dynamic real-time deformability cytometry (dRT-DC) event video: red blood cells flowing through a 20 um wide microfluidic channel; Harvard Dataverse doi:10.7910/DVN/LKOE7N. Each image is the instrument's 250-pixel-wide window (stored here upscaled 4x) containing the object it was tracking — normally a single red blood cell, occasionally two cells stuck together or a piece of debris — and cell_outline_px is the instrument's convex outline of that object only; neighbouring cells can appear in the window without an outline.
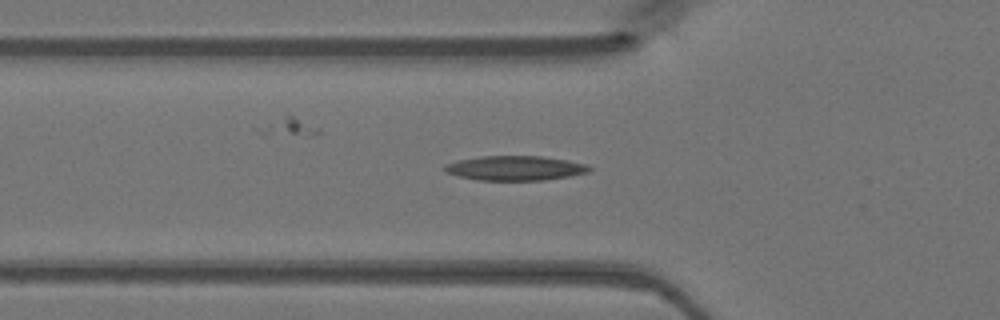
{"species": "Egyptian fruit bat (a non-hibernating species)", "species_latin": "Rousettus aegyptiacus", "temperature_condition": "warm", "stored_images_in_passage": 41, "camera_frame_rate_fps": 3000, "um_per_image_px": 0.085, "animal": {"sex": "female"}, "frame": {"image": 1, "passage_image": 12, "time_ms": 3.667, "image_size_px": [1000, 320], "cell_outline_px": [[592, 168], [588, 172], [568, 176], [544, 180], [476, 180], [456, 176], [448, 172], [444, 168], [444, 164], [460, 160], [480, 156], [540, 156], [568, 160], [588, 164]], "centroid_in_image_um": [43.79, 14.29], "position_along_channel_um": 82.0, "area_um2": 20.69}}
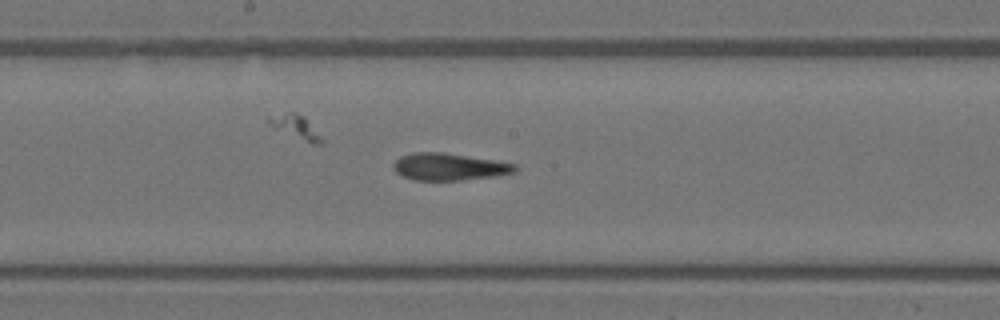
{"frame": {"image": 2, "passage_image": 21, "time_ms": 6.667, "image_size_px": [1000, 320], "cell_outline_px": [[516, 172], [496, 176], [460, 180], [412, 180], [396, 172], [392, 168], [392, 164], [400, 156], [412, 152], [444, 152], [516, 164]], "centroid_in_image_um": [38.13, 14.17], "position_along_channel_um": 210.1, "area_um2": 19.19}}
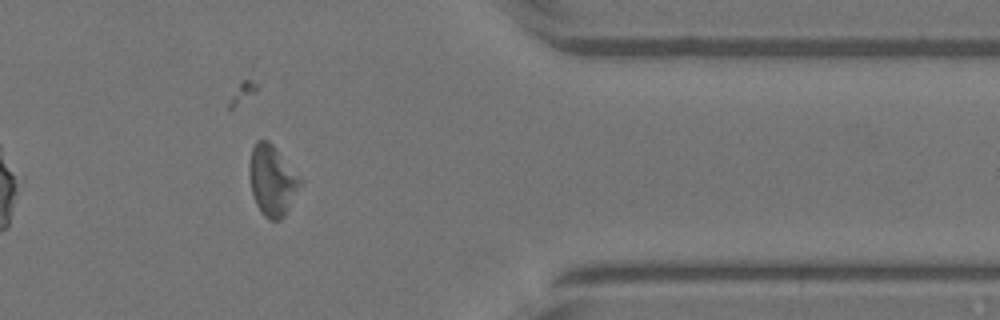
{"frame": {"image": 3, "passage_image": 35, "time_ms": 11.333, "image_size_px": [1000, 320], "cell_outline_px": [[304, 180], [284, 216], [280, 220], [268, 220], [260, 212], [256, 204], [252, 192], [248, 172], [248, 164], [252, 148], [256, 140], [268, 140], [272, 144]], "centroid_in_image_um": [23.13, 15.33], "position_along_channel_um": 388.3, "area_um2": 21.1}}